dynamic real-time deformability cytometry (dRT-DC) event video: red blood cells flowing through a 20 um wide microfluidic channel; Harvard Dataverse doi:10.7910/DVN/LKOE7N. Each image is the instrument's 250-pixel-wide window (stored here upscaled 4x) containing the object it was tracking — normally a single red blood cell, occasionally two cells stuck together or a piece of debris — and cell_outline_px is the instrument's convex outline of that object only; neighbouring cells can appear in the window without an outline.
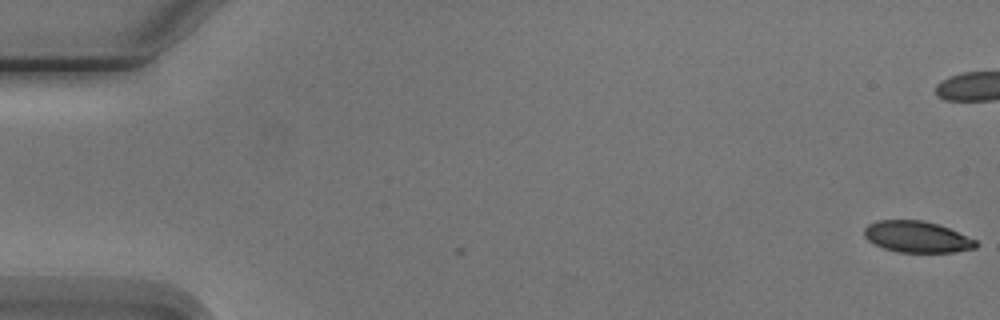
{"species": "Egyptian fruit bat (a non-hibernating species)", "species_latin": "Rousettus aegyptiacus", "temperature_condition": "cold", "stored_images_in_passage": 8, "camera_frame_rate_fps": 3000, "um_per_image_px": 0.085, "animal": {"sex": "male"}, "frame": {"image": 1, "passage_image": 1, "time_ms": 0.0, "image_size_px": [1000, 320], "cell_outline_px": [[980, 244], [976, 248], [952, 252], [896, 252], [884, 248], [868, 240], [864, 236], [864, 228], [868, 224], [876, 220], [924, 220], [948, 228], [976, 240]], "centroid_in_image_um": [77.93, 20.13], "position_along_channel_um": 7.1, "area_um2": 20.35}}
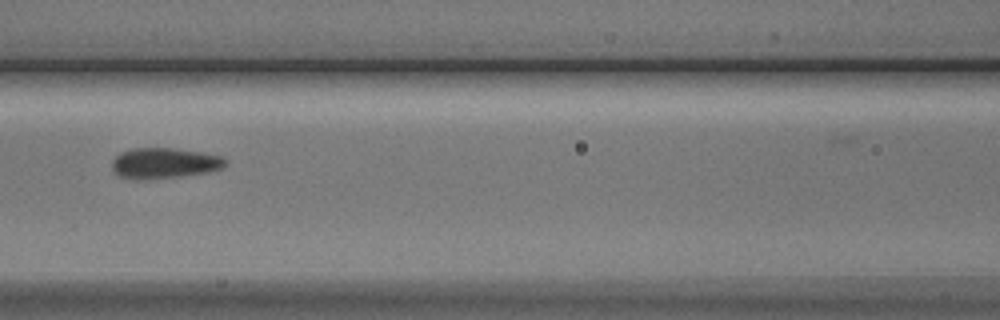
{"frame": {"image": 2, "passage_image": 8, "time_ms": 9.0, "image_size_px": [1000, 320], "cell_outline_px": [[228, 164], [220, 168], [204, 172], [180, 176], [144, 180], [136, 180], [120, 176], [112, 168], [112, 160], [120, 152], [132, 148], [172, 148], [200, 152], [224, 156], [228, 160]], "centroid_in_image_um": [13.96, 13.86], "position_along_channel_um": 152.6, "area_um2": 20.23}}